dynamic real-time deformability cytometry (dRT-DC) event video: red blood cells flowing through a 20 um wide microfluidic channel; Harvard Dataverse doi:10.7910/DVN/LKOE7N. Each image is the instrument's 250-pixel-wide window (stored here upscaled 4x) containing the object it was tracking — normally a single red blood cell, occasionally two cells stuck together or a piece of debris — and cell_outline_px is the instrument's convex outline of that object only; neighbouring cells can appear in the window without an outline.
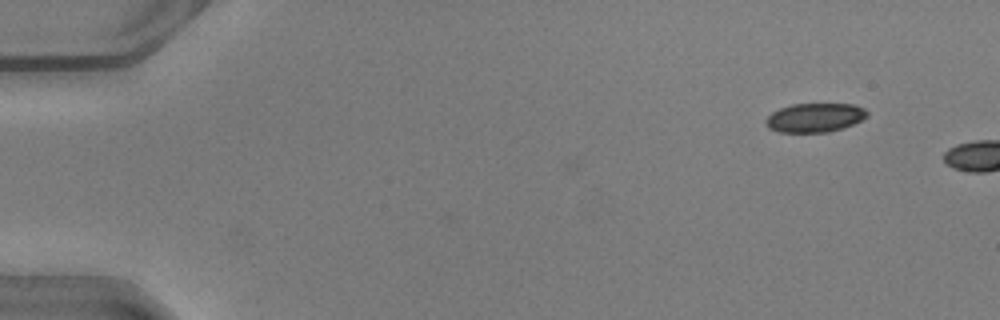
{"species": "common noctule bat (a hibernating species)", "species_latin": "Nyctalus noctula", "temperature_condition": "warm", "stored_images_in_passage": 2, "camera_frame_rate_fps": 3000, "um_per_image_px": 0.085, "animal": {"sex": "male", "body_mass_g": 20.5, "forearm_length_mm": 52.5}, "frame": {"image": 1, "passage_image": 2, "time_ms": 0.333, "image_size_px": [1000, 320], "cell_outline_px": [[868, 116], [852, 124], [828, 132], [780, 132], [768, 128], [764, 120], [772, 112], [780, 108], [792, 104], [852, 104], [864, 108], [868, 112]], "centroid_in_image_um": [69.23, 9.99], "position_along_channel_um": 15.8, "area_um2": 16.99}}